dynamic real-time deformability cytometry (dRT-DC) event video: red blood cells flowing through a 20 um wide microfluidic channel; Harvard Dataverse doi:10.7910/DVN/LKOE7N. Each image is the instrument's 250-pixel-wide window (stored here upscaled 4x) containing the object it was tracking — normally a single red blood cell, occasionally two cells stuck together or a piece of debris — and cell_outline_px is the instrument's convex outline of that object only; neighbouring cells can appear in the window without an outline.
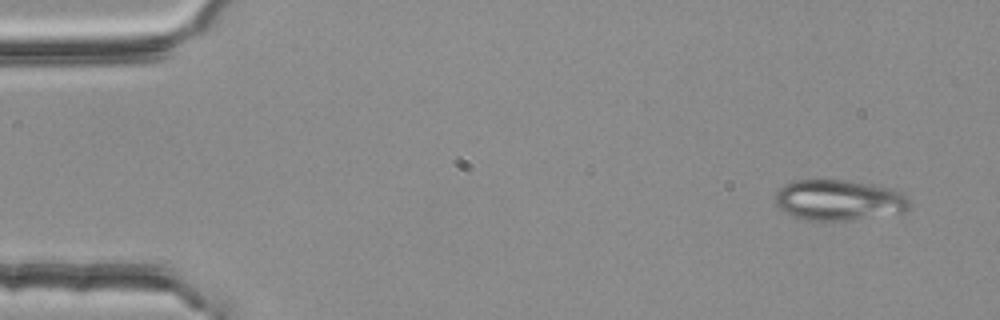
{"species": "common noctule bat (a hibernating species)", "species_latin": "Nyctalus noctula", "temperature_condition": "room temperature", "stored_images_in_passage": 4, "camera_frame_rate_fps": 3000, "um_per_image_px": 0.085, "animal": {"sex": "female", "body_mass_g": 25.1}, "frame": {"image": 1, "passage_image": 1, "time_ms": 0.0, "image_size_px": [1000, 320], "cell_outline_px": [[908, 208], [904, 212], [848, 220], [804, 220], [792, 216], [780, 208], [776, 204], [776, 192], [784, 184], [792, 180], [844, 180], [872, 184], [892, 188], [900, 192], [908, 200]], "centroid_in_image_um": [71.27, 17.0], "position_along_channel_um": 13.7, "area_um2": 31.62}}